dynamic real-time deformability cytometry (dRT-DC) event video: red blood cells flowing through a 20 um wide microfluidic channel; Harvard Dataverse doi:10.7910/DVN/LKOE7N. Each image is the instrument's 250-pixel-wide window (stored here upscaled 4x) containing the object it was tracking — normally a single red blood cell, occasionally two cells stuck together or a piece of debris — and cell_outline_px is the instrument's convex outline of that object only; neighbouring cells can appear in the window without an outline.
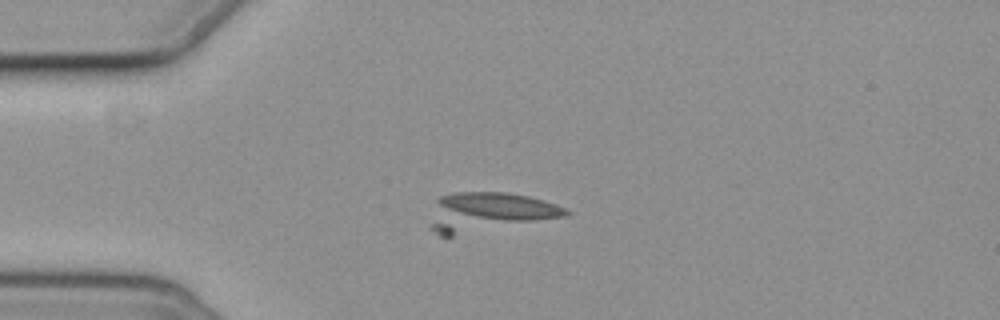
{"species": "common noctule bat (a hibernating species)", "species_latin": "Nyctalus noctula", "temperature_condition": "cold", "stored_images_in_passage": 7, "camera_frame_rate_fps": 3000, "um_per_image_px": 0.085, "animal": {"sex": "female", "body_mass_g": 19.3, "forearm_length_mm": 54.1}, "frame": {"image": 1, "passage_image": 2, "time_ms": 1.0, "image_size_px": [1000, 320], "cell_outline_px": [[572, 212], [564, 216], [452, 236], [440, 236], [432, 228], [432, 224], [436, 200], [440, 196], [456, 192], [504, 192], [528, 196], [564, 208]], "centroid_in_image_um": [41.53, 18.01], "position_along_channel_um": 43.5, "area_um2": 29.94}}
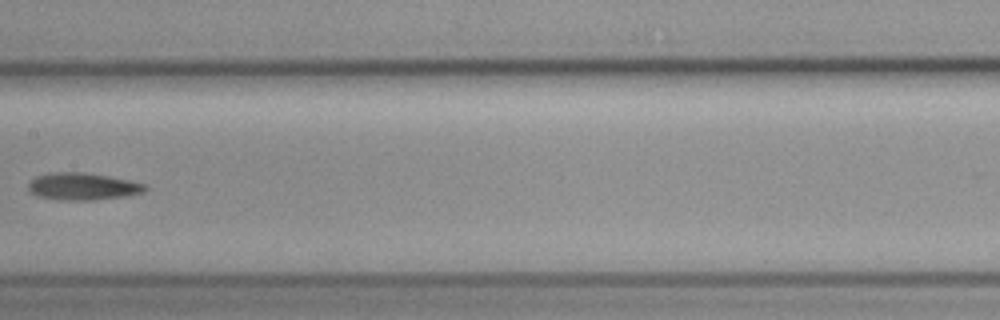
{"frame": {"image": 2, "passage_image": 6, "time_ms": 6.0, "image_size_px": [1000, 320], "cell_outline_px": [[148, 188], [144, 192], [128, 196], [92, 200], [60, 200], [36, 196], [28, 188], [28, 184], [36, 176], [52, 172], [84, 172], [108, 176], [128, 180], [144, 184]], "centroid_in_image_um": [7.03, 15.85], "position_along_channel_um": 200.4, "area_um2": 18.5}}